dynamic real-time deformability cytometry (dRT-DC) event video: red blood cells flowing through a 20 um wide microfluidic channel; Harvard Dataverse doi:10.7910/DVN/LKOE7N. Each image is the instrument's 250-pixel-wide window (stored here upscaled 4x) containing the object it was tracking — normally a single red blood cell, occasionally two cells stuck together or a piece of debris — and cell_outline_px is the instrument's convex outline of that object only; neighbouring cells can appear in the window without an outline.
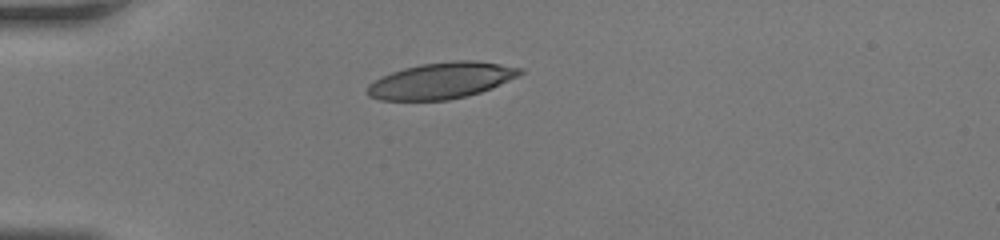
{"species": "human", "species_latin": "Homo sapiens", "temperature_condition": "room temperature", "stored_images_in_passage": 34, "camera_frame_rate_fps": 3000, "um_per_image_px": 0.085, "donor": {"sex": "female"}, "frame": {"image": 1, "passage_image": 1, "time_ms": 0.0, "image_size_px": [1000, 240], "cell_outline_px": [[524, 72], [492, 88], [480, 92], [448, 100], [380, 100], [368, 96], [364, 92], [368, 84], [392, 72], [404, 68], [420, 64], [456, 60], [472, 60], [524, 68]], "centroid_in_image_um": [37.48, 6.85], "position_along_channel_um": 47.5, "area_um2": 31.96}}
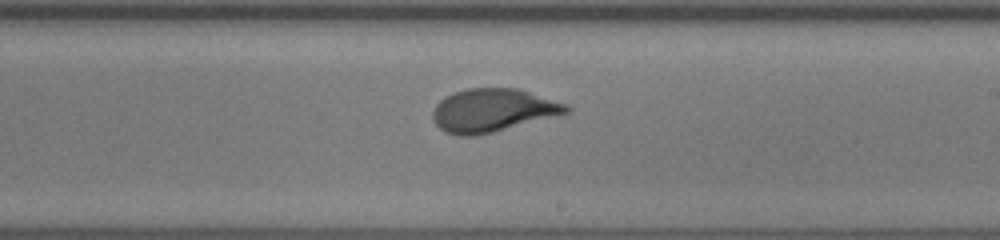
{"frame": {"image": 2, "passage_image": 16, "time_ms": 5.0, "image_size_px": [1000, 240], "cell_outline_px": [[572, 108], [568, 112], [492, 132], [476, 136], [456, 136], [444, 132], [432, 120], [432, 112], [436, 104], [440, 100], [452, 92], [468, 88], [516, 88], [568, 104]], "centroid_in_image_um": [41.82, 9.37], "position_along_channel_um": 247.2, "area_um2": 33.41}}
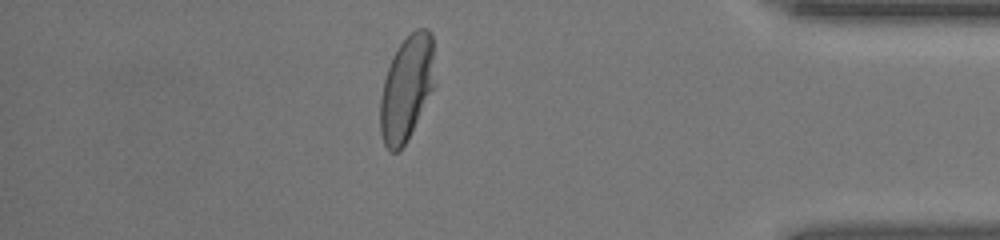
{"frame": {"image": 3, "passage_image": 28, "time_ms": 9.0, "image_size_px": [1000, 240], "cell_outline_px": [[436, 84], [404, 144], [396, 152], [392, 152], [384, 144], [380, 132], [380, 100], [384, 80], [392, 56], [400, 44], [416, 28], [428, 28], [432, 36]], "centroid_in_image_um": [34.58, 7.45], "position_along_channel_um": 400.6, "area_um2": 33.18}}